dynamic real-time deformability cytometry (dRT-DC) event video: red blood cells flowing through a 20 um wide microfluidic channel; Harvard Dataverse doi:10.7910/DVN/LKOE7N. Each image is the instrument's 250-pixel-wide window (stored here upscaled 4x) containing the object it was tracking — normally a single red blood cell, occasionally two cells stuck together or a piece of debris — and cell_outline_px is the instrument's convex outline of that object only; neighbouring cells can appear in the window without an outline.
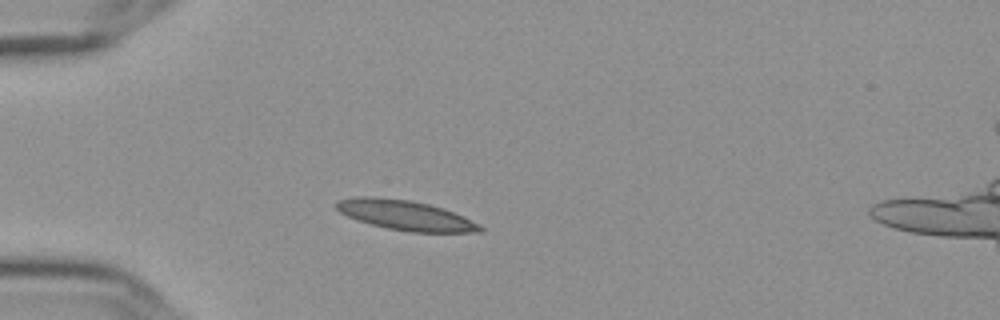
{"species": "Egyptian fruit bat (a non-hibernating species)", "species_latin": "Rousettus aegyptiacus", "temperature_condition": "cold", "stored_images_in_passage": 42, "camera_frame_rate_fps": 3000, "um_per_image_px": 0.085, "frame": {"image": 1, "passage_image": 1, "time_ms": 0.0, "image_size_px": [1000, 320], "cell_outline_px": [[484, 228], [480, 232], [412, 232], [388, 228], [356, 220], [340, 212], [332, 204], [336, 200], [356, 196], [376, 196], [412, 200], [444, 208], [480, 224]], "centroid_in_image_um": [34.41, 18.27], "position_along_channel_um": 50.6, "area_um2": 25.14}}
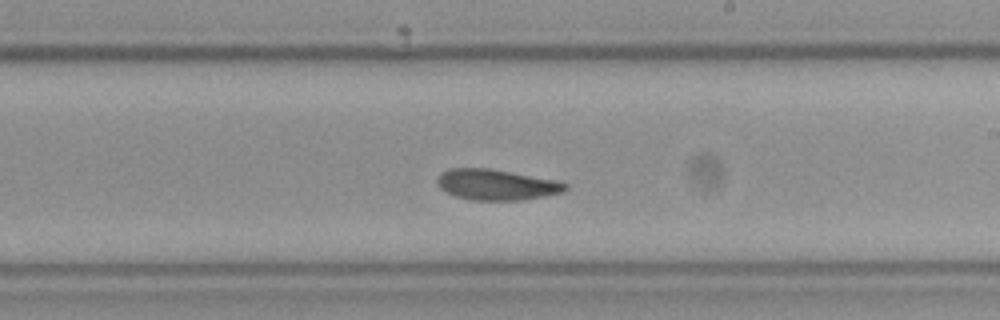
{"frame": {"image": 2, "passage_image": 19, "time_ms": 6.0, "image_size_px": [1000, 320], "cell_outline_px": [[568, 188], [564, 192], [544, 196], [520, 200], [472, 200], [456, 196], [440, 188], [436, 180], [440, 172], [448, 168], [488, 168], [560, 180], [568, 184]], "centroid_in_image_um": [42.23, 15.68], "position_along_channel_um": 246.8, "area_um2": 23.12}}
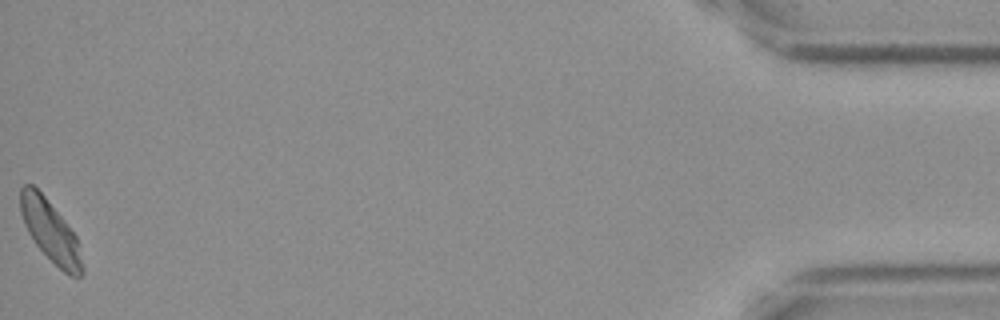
{"frame": {"image": 3, "passage_image": 42, "time_ms": 13.667, "image_size_px": [1000, 320], "cell_outline_px": [[84, 272], [80, 276], [72, 276], [64, 272], [36, 244], [28, 232], [24, 224], [20, 212], [20, 188], [24, 184], [32, 184], [44, 196], [64, 220], [76, 236], [84, 268]], "centroid_in_image_um": [4.27, 19.63], "position_along_channel_um": 430.9, "area_um2": 21.68}, "authors_computed_cell_mechanics": {"area_um2": 22.8888, "velocity_mm_per_s": 3.5646, "shape_relaxation_time_tau1_ms": null, "shape_relaxation_time_tau2_ms": 5.1739, "deformation_change_tau1": null, "deformation_change_tau2": 0.1125}}